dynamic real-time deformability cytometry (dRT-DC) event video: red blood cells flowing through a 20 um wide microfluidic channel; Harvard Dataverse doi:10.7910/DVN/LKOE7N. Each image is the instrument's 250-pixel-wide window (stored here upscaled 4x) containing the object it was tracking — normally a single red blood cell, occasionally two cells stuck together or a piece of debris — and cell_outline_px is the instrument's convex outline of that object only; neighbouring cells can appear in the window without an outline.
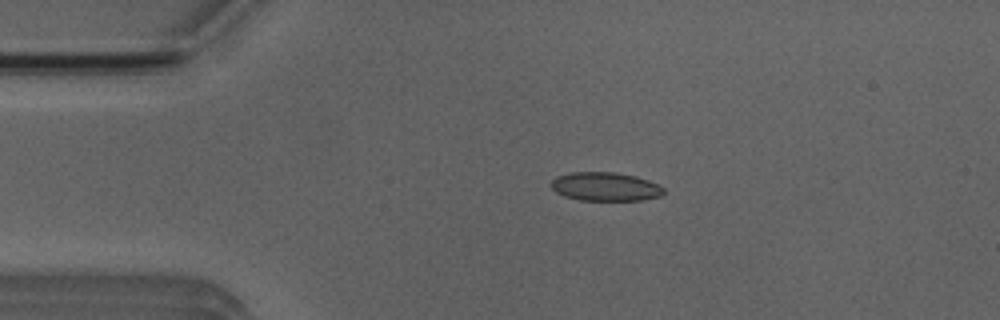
{"species": "Egyptian fruit bat (a non-hibernating species)", "species_latin": "Rousettus aegyptiacus", "temperature_condition": "room temperature", "stored_images_in_passage": 43, "camera_frame_rate_fps": 3000, "um_per_image_px": 0.085, "animal": {"sex": "male"}, "frame": {"image": 1, "passage_image": 2, "time_ms": 0.333, "image_size_px": [1000, 320], "cell_outline_px": [[664, 192], [660, 196], [640, 200], [580, 200], [564, 196], [556, 192], [548, 184], [556, 176], [572, 172], [616, 172], [636, 176], [648, 180], [664, 188]], "centroid_in_image_um": [51.41, 15.85], "position_along_channel_um": 33.6, "area_um2": 18.84}}
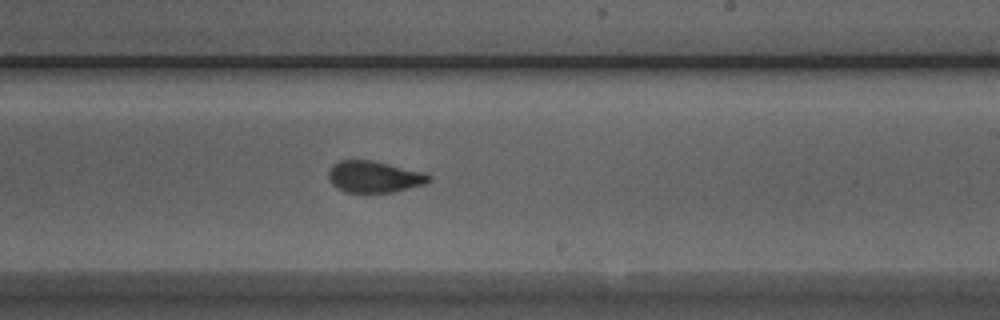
{"frame": {"image": 2, "passage_image": 22, "time_ms": 7.0, "image_size_px": [1000, 320], "cell_outline_px": [[432, 180], [424, 184], [392, 192], [344, 192], [336, 188], [328, 180], [328, 172], [332, 164], [340, 160], [372, 160], [428, 172], [432, 176]], "centroid_in_image_um": [31.82, 15.01], "position_along_channel_um": 257.2, "area_um2": 18.79}}
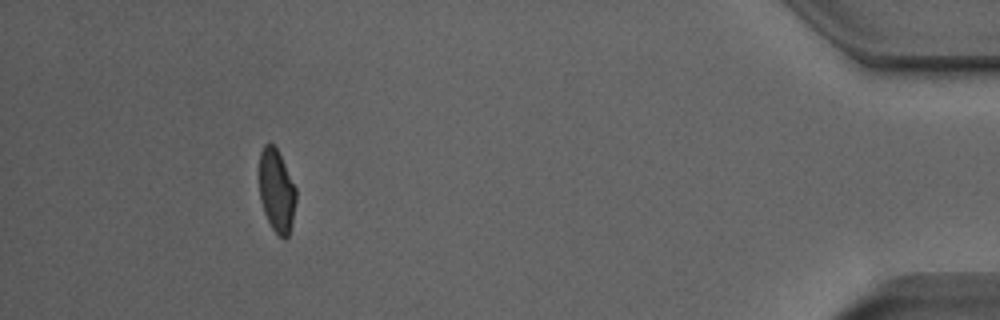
{"frame": {"image": 3, "passage_image": 39, "time_ms": 12.667, "image_size_px": [1000, 320], "cell_outline_px": [[296, 200], [292, 224], [288, 236], [284, 240], [272, 228], [264, 212], [260, 200], [260, 152], [264, 144], [272, 144], [276, 148], [296, 188]], "centroid_in_image_um": [23.52, 16.25], "position_along_channel_um": 411.7, "area_um2": 17.51}, "authors_computed_cell_mechanics": {"area_um2": 18.8428, "velocity_mm_per_s": 3.915, "shape_relaxation_time_tau1_ms": 8.5201, "shape_relaxation_time_tau2_ms": 1.1735, "deformation_change_tau1": 0.202, "deformation_change_tau2": 0.0662}}